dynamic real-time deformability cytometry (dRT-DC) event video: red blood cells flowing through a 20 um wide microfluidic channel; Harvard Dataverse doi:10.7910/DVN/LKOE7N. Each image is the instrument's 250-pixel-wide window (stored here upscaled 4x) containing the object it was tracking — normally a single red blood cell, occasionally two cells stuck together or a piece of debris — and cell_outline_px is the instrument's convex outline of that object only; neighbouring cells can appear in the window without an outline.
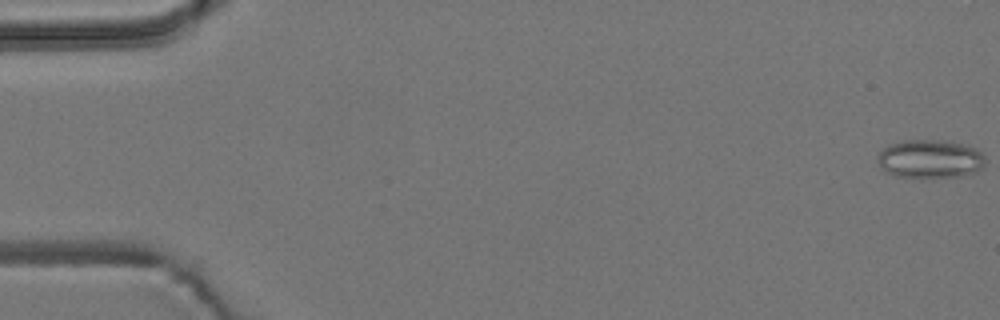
{"species": "common noctule bat (a hibernating species)", "species_latin": "Nyctalus noctula", "temperature_condition": "room temperature", "stored_images_in_passage": 54, "camera_frame_rate_fps": 3000, "um_per_image_px": 0.085, "animal": {"sex": "male", "body_mass_g": 19.2, "forearm_length_mm": 51.8}, "frame": {"image": 1, "passage_image": 1, "time_ms": 0.0, "image_size_px": [1000, 320], "cell_outline_px": [[984, 168], [976, 172], [960, 176], [924, 180], [896, 176], [884, 172], [880, 168], [876, 156], [888, 144], [904, 140], [952, 140], [968, 144], [976, 148], [984, 156]], "centroid_in_image_um": [79.05, 13.53], "position_along_channel_um": 5.9, "area_um2": 25.32}}
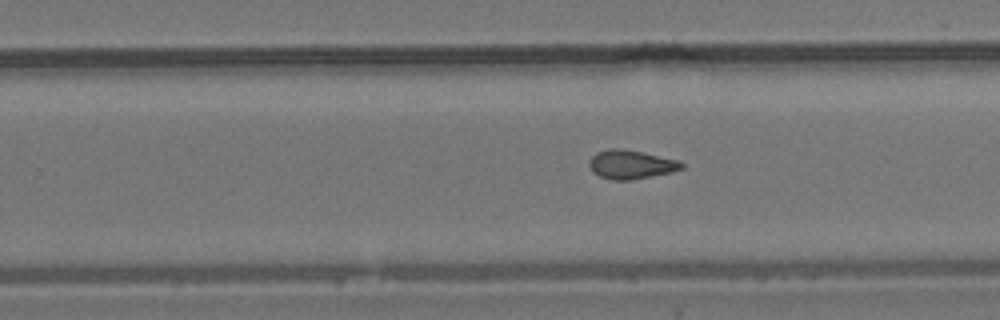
{"frame": {"image": 2, "passage_image": 35, "time_ms": 11.333, "image_size_px": [1000, 320], "cell_outline_px": [[684, 168], [672, 172], [632, 180], [612, 180], [600, 176], [592, 172], [588, 164], [592, 156], [596, 152], [608, 148], [620, 148], [680, 160], [684, 164]], "centroid_in_image_um": [53.63, 13.98], "position_along_channel_um": 276.2, "area_um2": 15.61}}
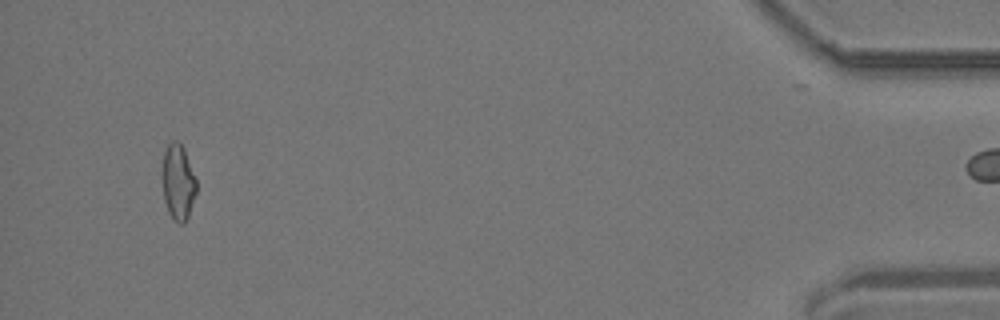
{"frame": {"image": 3, "passage_image": 53, "time_ms": 17.333, "image_size_px": [1000, 320], "cell_outline_px": [[196, 192], [188, 216], [184, 224], [180, 224], [172, 220], [168, 212], [164, 200], [160, 176], [164, 152], [168, 144], [172, 140], [180, 140], [184, 148], [196, 180]], "centroid_in_image_um": [15.1, 15.47], "position_along_channel_um": 420.1, "area_um2": 15.49}}